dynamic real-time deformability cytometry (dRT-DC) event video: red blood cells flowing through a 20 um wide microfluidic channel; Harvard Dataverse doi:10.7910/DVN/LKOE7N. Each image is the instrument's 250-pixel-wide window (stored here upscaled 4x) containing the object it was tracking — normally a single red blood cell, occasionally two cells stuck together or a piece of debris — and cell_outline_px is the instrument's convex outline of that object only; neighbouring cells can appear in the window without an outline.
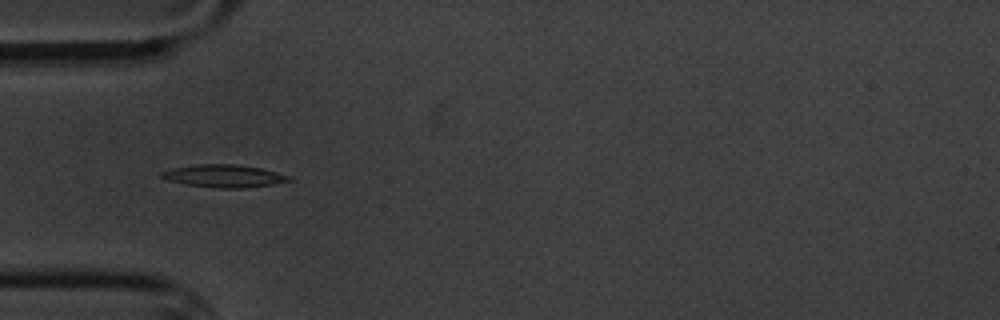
{"species": "common noctule bat (a hibernating species)", "species_latin": "Nyctalus noctula", "temperature_condition": "cold", "stored_images_in_passage": 6, "camera_frame_rate_fps": 3000, "um_per_image_px": 0.085, "animal": {"sex": "male", "body_mass_g": 20.1, "forearm_length_mm": 53.5}, "frame": {"image": 1, "passage_image": 4, "time_ms": 3.333, "image_size_px": [1000, 320], "cell_outline_px": [[292, 180], [272, 184], [244, 188], [220, 188], [184, 184], [168, 180], [156, 176], [160, 172], [172, 168], [196, 164], [236, 164], [260, 168], [292, 176]], "centroid_in_image_um": [18.99, 14.95], "position_along_channel_um": 66.0, "area_um2": 16.88}}
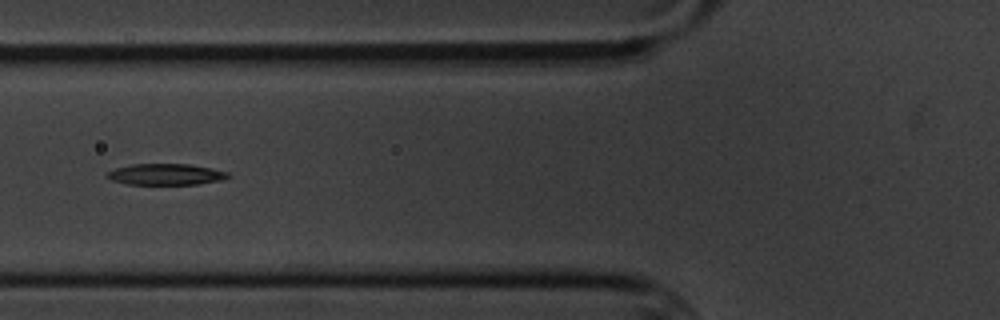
{"frame": {"image": 2, "passage_image": 5, "time_ms": 4.667, "image_size_px": [1000, 320], "cell_outline_px": [[232, 176], [220, 180], [196, 184], [128, 184], [112, 180], [108, 176], [108, 172], [116, 168], [132, 164], [188, 164], [212, 168], [228, 172]], "centroid_in_image_um": [14.14, 14.81], "position_along_channel_um": 111.7, "area_um2": 14.74}}
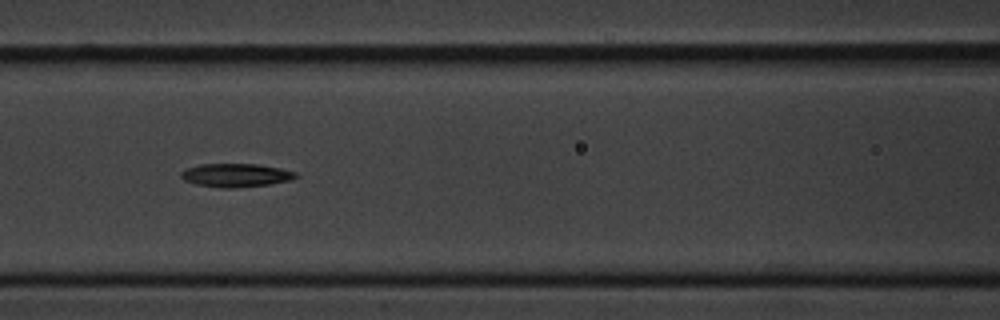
{"frame": {"image": 3, "passage_image": 6, "time_ms": 5.667, "image_size_px": [1000, 320], "cell_outline_px": [[300, 176], [292, 180], [268, 184], [232, 188], [220, 188], [196, 184], [184, 180], [180, 176], [180, 172], [188, 168], [200, 164], [256, 164], [280, 168], [296, 172]], "centroid_in_image_um": [20.06, 14.89], "position_along_channel_um": 146.5, "area_um2": 15.66}}